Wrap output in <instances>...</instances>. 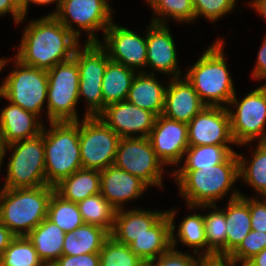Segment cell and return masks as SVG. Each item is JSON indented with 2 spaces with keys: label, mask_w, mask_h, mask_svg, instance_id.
I'll return each mask as SVG.
<instances>
[{
  "label": "cell",
  "mask_w": 266,
  "mask_h": 266,
  "mask_svg": "<svg viewBox=\"0 0 266 266\" xmlns=\"http://www.w3.org/2000/svg\"><path fill=\"white\" fill-rule=\"evenodd\" d=\"M7 65L11 69L6 77H2L0 94L7 101L38 115L45 122L48 91L47 70L25 65L14 56H3L0 72L5 70Z\"/></svg>",
  "instance_id": "cell-5"
},
{
  "label": "cell",
  "mask_w": 266,
  "mask_h": 266,
  "mask_svg": "<svg viewBox=\"0 0 266 266\" xmlns=\"http://www.w3.org/2000/svg\"><path fill=\"white\" fill-rule=\"evenodd\" d=\"M109 2L110 0H62L54 17L81 42H99L98 34L103 36L115 20V9ZM83 33L87 34L84 41L81 39Z\"/></svg>",
  "instance_id": "cell-10"
},
{
  "label": "cell",
  "mask_w": 266,
  "mask_h": 266,
  "mask_svg": "<svg viewBox=\"0 0 266 266\" xmlns=\"http://www.w3.org/2000/svg\"><path fill=\"white\" fill-rule=\"evenodd\" d=\"M3 149H4V145L0 139V174H1V171H2V167H3Z\"/></svg>",
  "instance_id": "cell-52"
},
{
  "label": "cell",
  "mask_w": 266,
  "mask_h": 266,
  "mask_svg": "<svg viewBox=\"0 0 266 266\" xmlns=\"http://www.w3.org/2000/svg\"><path fill=\"white\" fill-rule=\"evenodd\" d=\"M131 251L146 264L166 253L171 246V223L165 213L147 233L137 237L130 245Z\"/></svg>",
  "instance_id": "cell-27"
},
{
  "label": "cell",
  "mask_w": 266,
  "mask_h": 266,
  "mask_svg": "<svg viewBox=\"0 0 266 266\" xmlns=\"http://www.w3.org/2000/svg\"><path fill=\"white\" fill-rule=\"evenodd\" d=\"M77 205L84 224L98 225L112 232L116 210L100 193L85 198Z\"/></svg>",
  "instance_id": "cell-35"
},
{
  "label": "cell",
  "mask_w": 266,
  "mask_h": 266,
  "mask_svg": "<svg viewBox=\"0 0 266 266\" xmlns=\"http://www.w3.org/2000/svg\"><path fill=\"white\" fill-rule=\"evenodd\" d=\"M29 1L30 0H11L12 4L24 15V18L17 26L23 24L29 15Z\"/></svg>",
  "instance_id": "cell-50"
},
{
  "label": "cell",
  "mask_w": 266,
  "mask_h": 266,
  "mask_svg": "<svg viewBox=\"0 0 266 266\" xmlns=\"http://www.w3.org/2000/svg\"><path fill=\"white\" fill-rule=\"evenodd\" d=\"M266 248V232L251 230L240 245L227 257L236 264L248 261Z\"/></svg>",
  "instance_id": "cell-40"
},
{
  "label": "cell",
  "mask_w": 266,
  "mask_h": 266,
  "mask_svg": "<svg viewBox=\"0 0 266 266\" xmlns=\"http://www.w3.org/2000/svg\"><path fill=\"white\" fill-rule=\"evenodd\" d=\"M114 20L98 42L107 52L110 60L132 68L138 73H146L147 44L146 29L143 35L119 25Z\"/></svg>",
  "instance_id": "cell-14"
},
{
  "label": "cell",
  "mask_w": 266,
  "mask_h": 266,
  "mask_svg": "<svg viewBox=\"0 0 266 266\" xmlns=\"http://www.w3.org/2000/svg\"><path fill=\"white\" fill-rule=\"evenodd\" d=\"M110 233L101 226L83 224L64 237L62 255L99 253Z\"/></svg>",
  "instance_id": "cell-30"
},
{
  "label": "cell",
  "mask_w": 266,
  "mask_h": 266,
  "mask_svg": "<svg viewBox=\"0 0 266 266\" xmlns=\"http://www.w3.org/2000/svg\"><path fill=\"white\" fill-rule=\"evenodd\" d=\"M48 91L47 122L79 121V70L77 62L69 61L55 65L47 70ZM47 120V121H46Z\"/></svg>",
  "instance_id": "cell-9"
},
{
  "label": "cell",
  "mask_w": 266,
  "mask_h": 266,
  "mask_svg": "<svg viewBox=\"0 0 266 266\" xmlns=\"http://www.w3.org/2000/svg\"><path fill=\"white\" fill-rule=\"evenodd\" d=\"M7 15L12 17L15 26L24 18V15L12 4L11 0H0V17H7Z\"/></svg>",
  "instance_id": "cell-45"
},
{
  "label": "cell",
  "mask_w": 266,
  "mask_h": 266,
  "mask_svg": "<svg viewBox=\"0 0 266 266\" xmlns=\"http://www.w3.org/2000/svg\"><path fill=\"white\" fill-rule=\"evenodd\" d=\"M240 97L235 93L227 106L235 144L266 142V84Z\"/></svg>",
  "instance_id": "cell-8"
},
{
  "label": "cell",
  "mask_w": 266,
  "mask_h": 266,
  "mask_svg": "<svg viewBox=\"0 0 266 266\" xmlns=\"http://www.w3.org/2000/svg\"><path fill=\"white\" fill-rule=\"evenodd\" d=\"M251 228L266 232V197L249 196Z\"/></svg>",
  "instance_id": "cell-42"
},
{
  "label": "cell",
  "mask_w": 266,
  "mask_h": 266,
  "mask_svg": "<svg viewBox=\"0 0 266 266\" xmlns=\"http://www.w3.org/2000/svg\"><path fill=\"white\" fill-rule=\"evenodd\" d=\"M205 106L185 76L169 79L163 116L188 124Z\"/></svg>",
  "instance_id": "cell-21"
},
{
  "label": "cell",
  "mask_w": 266,
  "mask_h": 266,
  "mask_svg": "<svg viewBox=\"0 0 266 266\" xmlns=\"http://www.w3.org/2000/svg\"><path fill=\"white\" fill-rule=\"evenodd\" d=\"M234 152L231 145L189 146L175 170H197L225 162Z\"/></svg>",
  "instance_id": "cell-33"
},
{
  "label": "cell",
  "mask_w": 266,
  "mask_h": 266,
  "mask_svg": "<svg viewBox=\"0 0 266 266\" xmlns=\"http://www.w3.org/2000/svg\"><path fill=\"white\" fill-rule=\"evenodd\" d=\"M237 265L238 266H254L249 260L245 261V262H242V263H239Z\"/></svg>",
  "instance_id": "cell-53"
},
{
  "label": "cell",
  "mask_w": 266,
  "mask_h": 266,
  "mask_svg": "<svg viewBox=\"0 0 266 266\" xmlns=\"http://www.w3.org/2000/svg\"><path fill=\"white\" fill-rule=\"evenodd\" d=\"M149 189L138 177L115 165L100 171V194L116 211L128 209L129 202L134 204Z\"/></svg>",
  "instance_id": "cell-19"
},
{
  "label": "cell",
  "mask_w": 266,
  "mask_h": 266,
  "mask_svg": "<svg viewBox=\"0 0 266 266\" xmlns=\"http://www.w3.org/2000/svg\"><path fill=\"white\" fill-rule=\"evenodd\" d=\"M65 232L48 218L39 223L28 235L39 259L51 266L61 255Z\"/></svg>",
  "instance_id": "cell-28"
},
{
  "label": "cell",
  "mask_w": 266,
  "mask_h": 266,
  "mask_svg": "<svg viewBox=\"0 0 266 266\" xmlns=\"http://www.w3.org/2000/svg\"><path fill=\"white\" fill-rule=\"evenodd\" d=\"M120 138L148 137L156 115L127 100L107 105L99 115Z\"/></svg>",
  "instance_id": "cell-18"
},
{
  "label": "cell",
  "mask_w": 266,
  "mask_h": 266,
  "mask_svg": "<svg viewBox=\"0 0 266 266\" xmlns=\"http://www.w3.org/2000/svg\"><path fill=\"white\" fill-rule=\"evenodd\" d=\"M215 39L202 51L196 62L185 67L184 76L206 106L227 107L236 93V87L228 67L226 41L220 36Z\"/></svg>",
  "instance_id": "cell-3"
},
{
  "label": "cell",
  "mask_w": 266,
  "mask_h": 266,
  "mask_svg": "<svg viewBox=\"0 0 266 266\" xmlns=\"http://www.w3.org/2000/svg\"><path fill=\"white\" fill-rule=\"evenodd\" d=\"M264 35L250 77L258 83L266 84V33Z\"/></svg>",
  "instance_id": "cell-44"
},
{
  "label": "cell",
  "mask_w": 266,
  "mask_h": 266,
  "mask_svg": "<svg viewBox=\"0 0 266 266\" xmlns=\"http://www.w3.org/2000/svg\"><path fill=\"white\" fill-rule=\"evenodd\" d=\"M187 125L189 146L232 145L237 148L227 107L205 106Z\"/></svg>",
  "instance_id": "cell-17"
},
{
  "label": "cell",
  "mask_w": 266,
  "mask_h": 266,
  "mask_svg": "<svg viewBox=\"0 0 266 266\" xmlns=\"http://www.w3.org/2000/svg\"><path fill=\"white\" fill-rule=\"evenodd\" d=\"M162 80L161 75L137 73L126 100L135 106L151 111L156 116L162 115L169 79L166 82Z\"/></svg>",
  "instance_id": "cell-24"
},
{
  "label": "cell",
  "mask_w": 266,
  "mask_h": 266,
  "mask_svg": "<svg viewBox=\"0 0 266 266\" xmlns=\"http://www.w3.org/2000/svg\"><path fill=\"white\" fill-rule=\"evenodd\" d=\"M1 60H2V57H0V67H1ZM0 75H2L1 72H0Z\"/></svg>",
  "instance_id": "cell-55"
},
{
  "label": "cell",
  "mask_w": 266,
  "mask_h": 266,
  "mask_svg": "<svg viewBox=\"0 0 266 266\" xmlns=\"http://www.w3.org/2000/svg\"><path fill=\"white\" fill-rule=\"evenodd\" d=\"M169 24L149 22L146 28L147 63L146 73L163 75L164 79L184 76L177 45Z\"/></svg>",
  "instance_id": "cell-15"
},
{
  "label": "cell",
  "mask_w": 266,
  "mask_h": 266,
  "mask_svg": "<svg viewBox=\"0 0 266 266\" xmlns=\"http://www.w3.org/2000/svg\"><path fill=\"white\" fill-rule=\"evenodd\" d=\"M73 59L79 70V102L84 100L82 117H95L103 112L102 78L110 60L98 42H82Z\"/></svg>",
  "instance_id": "cell-11"
},
{
  "label": "cell",
  "mask_w": 266,
  "mask_h": 266,
  "mask_svg": "<svg viewBox=\"0 0 266 266\" xmlns=\"http://www.w3.org/2000/svg\"><path fill=\"white\" fill-rule=\"evenodd\" d=\"M171 177L178 196L188 206L217 205L225 198L241 196L242 190L235 187L236 182H240L236 152L223 163L197 170H174Z\"/></svg>",
  "instance_id": "cell-2"
},
{
  "label": "cell",
  "mask_w": 266,
  "mask_h": 266,
  "mask_svg": "<svg viewBox=\"0 0 266 266\" xmlns=\"http://www.w3.org/2000/svg\"><path fill=\"white\" fill-rule=\"evenodd\" d=\"M0 266H45L27 236H15L0 256Z\"/></svg>",
  "instance_id": "cell-37"
},
{
  "label": "cell",
  "mask_w": 266,
  "mask_h": 266,
  "mask_svg": "<svg viewBox=\"0 0 266 266\" xmlns=\"http://www.w3.org/2000/svg\"><path fill=\"white\" fill-rule=\"evenodd\" d=\"M1 100L8 102L0 110V139L4 146L42 133L45 122L38 115L12 104L0 94Z\"/></svg>",
  "instance_id": "cell-22"
},
{
  "label": "cell",
  "mask_w": 266,
  "mask_h": 266,
  "mask_svg": "<svg viewBox=\"0 0 266 266\" xmlns=\"http://www.w3.org/2000/svg\"><path fill=\"white\" fill-rule=\"evenodd\" d=\"M100 266H146L130 247L109 236L99 252Z\"/></svg>",
  "instance_id": "cell-38"
},
{
  "label": "cell",
  "mask_w": 266,
  "mask_h": 266,
  "mask_svg": "<svg viewBox=\"0 0 266 266\" xmlns=\"http://www.w3.org/2000/svg\"><path fill=\"white\" fill-rule=\"evenodd\" d=\"M61 2H62V0H30L29 1V7H31L30 5H39V7L41 6V7H45V6H48V7H50L49 5H52V4H54V8L55 9H53V10H51V12L49 13V12H46L45 13V16H54L56 13H57V11L59 10V7H60V5H61Z\"/></svg>",
  "instance_id": "cell-49"
},
{
  "label": "cell",
  "mask_w": 266,
  "mask_h": 266,
  "mask_svg": "<svg viewBox=\"0 0 266 266\" xmlns=\"http://www.w3.org/2000/svg\"><path fill=\"white\" fill-rule=\"evenodd\" d=\"M248 2V3H247ZM245 2L248 8L255 11L257 16H260L266 23V0H249Z\"/></svg>",
  "instance_id": "cell-48"
},
{
  "label": "cell",
  "mask_w": 266,
  "mask_h": 266,
  "mask_svg": "<svg viewBox=\"0 0 266 266\" xmlns=\"http://www.w3.org/2000/svg\"><path fill=\"white\" fill-rule=\"evenodd\" d=\"M191 251H181V249L177 250L171 247L157 259L148 262L146 266H198L204 257Z\"/></svg>",
  "instance_id": "cell-41"
},
{
  "label": "cell",
  "mask_w": 266,
  "mask_h": 266,
  "mask_svg": "<svg viewBox=\"0 0 266 266\" xmlns=\"http://www.w3.org/2000/svg\"><path fill=\"white\" fill-rule=\"evenodd\" d=\"M44 125L45 179L55 186L82 167L79 121L48 122Z\"/></svg>",
  "instance_id": "cell-6"
},
{
  "label": "cell",
  "mask_w": 266,
  "mask_h": 266,
  "mask_svg": "<svg viewBox=\"0 0 266 266\" xmlns=\"http://www.w3.org/2000/svg\"><path fill=\"white\" fill-rule=\"evenodd\" d=\"M150 10L153 14L150 20L152 23L170 24L173 21L174 25L195 23L193 0H157Z\"/></svg>",
  "instance_id": "cell-34"
},
{
  "label": "cell",
  "mask_w": 266,
  "mask_h": 266,
  "mask_svg": "<svg viewBox=\"0 0 266 266\" xmlns=\"http://www.w3.org/2000/svg\"><path fill=\"white\" fill-rule=\"evenodd\" d=\"M55 186L8 189L0 187V222L14 236H27L48 215Z\"/></svg>",
  "instance_id": "cell-4"
},
{
  "label": "cell",
  "mask_w": 266,
  "mask_h": 266,
  "mask_svg": "<svg viewBox=\"0 0 266 266\" xmlns=\"http://www.w3.org/2000/svg\"><path fill=\"white\" fill-rule=\"evenodd\" d=\"M207 212V213H206ZM207 257H226V218L218 205H203Z\"/></svg>",
  "instance_id": "cell-32"
},
{
  "label": "cell",
  "mask_w": 266,
  "mask_h": 266,
  "mask_svg": "<svg viewBox=\"0 0 266 266\" xmlns=\"http://www.w3.org/2000/svg\"><path fill=\"white\" fill-rule=\"evenodd\" d=\"M157 0H145L146 6L148 5L149 8L156 2Z\"/></svg>",
  "instance_id": "cell-54"
},
{
  "label": "cell",
  "mask_w": 266,
  "mask_h": 266,
  "mask_svg": "<svg viewBox=\"0 0 266 266\" xmlns=\"http://www.w3.org/2000/svg\"><path fill=\"white\" fill-rule=\"evenodd\" d=\"M138 72L109 60L102 78L103 111L107 105L127 99L133 79Z\"/></svg>",
  "instance_id": "cell-29"
},
{
  "label": "cell",
  "mask_w": 266,
  "mask_h": 266,
  "mask_svg": "<svg viewBox=\"0 0 266 266\" xmlns=\"http://www.w3.org/2000/svg\"><path fill=\"white\" fill-rule=\"evenodd\" d=\"M55 191L64 199L79 203L100 193V171L81 168L56 184Z\"/></svg>",
  "instance_id": "cell-31"
},
{
  "label": "cell",
  "mask_w": 266,
  "mask_h": 266,
  "mask_svg": "<svg viewBox=\"0 0 266 266\" xmlns=\"http://www.w3.org/2000/svg\"><path fill=\"white\" fill-rule=\"evenodd\" d=\"M47 218L65 233L73 232L84 224L77 203L64 199L56 191L50 198Z\"/></svg>",
  "instance_id": "cell-36"
},
{
  "label": "cell",
  "mask_w": 266,
  "mask_h": 266,
  "mask_svg": "<svg viewBox=\"0 0 266 266\" xmlns=\"http://www.w3.org/2000/svg\"><path fill=\"white\" fill-rule=\"evenodd\" d=\"M198 266H238L227 257H204Z\"/></svg>",
  "instance_id": "cell-46"
},
{
  "label": "cell",
  "mask_w": 266,
  "mask_h": 266,
  "mask_svg": "<svg viewBox=\"0 0 266 266\" xmlns=\"http://www.w3.org/2000/svg\"><path fill=\"white\" fill-rule=\"evenodd\" d=\"M144 209V206L132 205L128 209L115 213L114 227L110 236L117 242L130 245L137 237L147 233L165 213L166 209Z\"/></svg>",
  "instance_id": "cell-23"
},
{
  "label": "cell",
  "mask_w": 266,
  "mask_h": 266,
  "mask_svg": "<svg viewBox=\"0 0 266 266\" xmlns=\"http://www.w3.org/2000/svg\"><path fill=\"white\" fill-rule=\"evenodd\" d=\"M114 165L158 190L166 186L164 177L172 175L156 156L148 137L120 138Z\"/></svg>",
  "instance_id": "cell-12"
},
{
  "label": "cell",
  "mask_w": 266,
  "mask_h": 266,
  "mask_svg": "<svg viewBox=\"0 0 266 266\" xmlns=\"http://www.w3.org/2000/svg\"><path fill=\"white\" fill-rule=\"evenodd\" d=\"M241 196L227 200V203L220 208L226 218V257H228L244 240L252 230L249 195L240 192Z\"/></svg>",
  "instance_id": "cell-26"
},
{
  "label": "cell",
  "mask_w": 266,
  "mask_h": 266,
  "mask_svg": "<svg viewBox=\"0 0 266 266\" xmlns=\"http://www.w3.org/2000/svg\"><path fill=\"white\" fill-rule=\"evenodd\" d=\"M15 236L0 222V256L4 253L9 243Z\"/></svg>",
  "instance_id": "cell-47"
},
{
  "label": "cell",
  "mask_w": 266,
  "mask_h": 266,
  "mask_svg": "<svg viewBox=\"0 0 266 266\" xmlns=\"http://www.w3.org/2000/svg\"><path fill=\"white\" fill-rule=\"evenodd\" d=\"M178 209L180 207H172L167 209L166 213L171 223V246L174 249L179 250L178 245L181 243L185 246L186 251L192 249L193 253L202 257H207V240L205 235L204 218H203V205L202 206H186V212L184 218L176 224L178 216ZM200 210V211H199ZM193 211V212H192ZM199 211V212H197ZM202 211V213H201ZM176 224V225H175Z\"/></svg>",
  "instance_id": "cell-20"
},
{
  "label": "cell",
  "mask_w": 266,
  "mask_h": 266,
  "mask_svg": "<svg viewBox=\"0 0 266 266\" xmlns=\"http://www.w3.org/2000/svg\"><path fill=\"white\" fill-rule=\"evenodd\" d=\"M237 1L238 0H193L195 22L197 23L200 21V18H204V20L216 24L220 19L222 20V18L230 13H234L235 9L237 10Z\"/></svg>",
  "instance_id": "cell-39"
},
{
  "label": "cell",
  "mask_w": 266,
  "mask_h": 266,
  "mask_svg": "<svg viewBox=\"0 0 266 266\" xmlns=\"http://www.w3.org/2000/svg\"><path fill=\"white\" fill-rule=\"evenodd\" d=\"M148 139L158 159L166 168L170 167L172 173L181 163L189 147L188 125L159 115L155 119Z\"/></svg>",
  "instance_id": "cell-16"
},
{
  "label": "cell",
  "mask_w": 266,
  "mask_h": 266,
  "mask_svg": "<svg viewBox=\"0 0 266 266\" xmlns=\"http://www.w3.org/2000/svg\"><path fill=\"white\" fill-rule=\"evenodd\" d=\"M6 157L8 161L4 166ZM3 166L6 167V174L3 177L4 180H1L2 183L0 181V187L2 188H35L47 185L45 179L44 127L42 133L35 137L5 145Z\"/></svg>",
  "instance_id": "cell-7"
},
{
  "label": "cell",
  "mask_w": 266,
  "mask_h": 266,
  "mask_svg": "<svg viewBox=\"0 0 266 266\" xmlns=\"http://www.w3.org/2000/svg\"><path fill=\"white\" fill-rule=\"evenodd\" d=\"M51 266H100L99 253L61 255Z\"/></svg>",
  "instance_id": "cell-43"
},
{
  "label": "cell",
  "mask_w": 266,
  "mask_h": 266,
  "mask_svg": "<svg viewBox=\"0 0 266 266\" xmlns=\"http://www.w3.org/2000/svg\"><path fill=\"white\" fill-rule=\"evenodd\" d=\"M249 261L254 266H266V248L254 255Z\"/></svg>",
  "instance_id": "cell-51"
},
{
  "label": "cell",
  "mask_w": 266,
  "mask_h": 266,
  "mask_svg": "<svg viewBox=\"0 0 266 266\" xmlns=\"http://www.w3.org/2000/svg\"><path fill=\"white\" fill-rule=\"evenodd\" d=\"M239 147H247L251 151L249 156L236 152L239 161V181L252 188V197H266V142L248 143Z\"/></svg>",
  "instance_id": "cell-25"
},
{
  "label": "cell",
  "mask_w": 266,
  "mask_h": 266,
  "mask_svg": "<svg viewBox=\"0 0 266 266\" xmlns=\"http://www.w3.org/2000/svg\"><path fill=\"white\" fill-rule=\"evenodd\" d=\"M24 24L20 43L13 49L17 48L14 57L28 66L49 70L71 60L82 43L54 16L43 15Z\"/></svg>",
  "instance_id": "cell-1"
},
{
  "label": "cell",
  "mask_w": 266,
  "mask_h": 266,
  "mask_svg": "<svg viewBox=\"0 0 266 266\" xmlns=\"http://www.w3.org/2000/svg\"><path fill=\"white\" fill-rule=\"evenodd\" d=\"M120 136L99 116L79 120V145L84 169L104 170L114 165Z\"/></svg>",
  "instance_id": "cell-13"
}]
</instances>
